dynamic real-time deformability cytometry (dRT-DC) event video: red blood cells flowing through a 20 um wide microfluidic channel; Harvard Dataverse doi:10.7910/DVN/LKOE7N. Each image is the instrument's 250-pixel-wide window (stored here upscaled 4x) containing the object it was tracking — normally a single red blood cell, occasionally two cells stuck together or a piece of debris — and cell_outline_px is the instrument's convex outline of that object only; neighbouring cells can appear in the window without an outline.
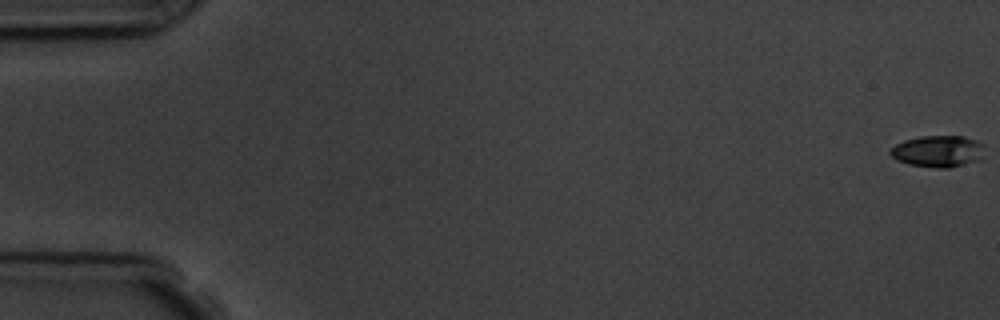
{"species": "common noctule bat (a hibernating species)", "species_latin": "Nyctalus noctula", "temperature_condition": "room temperature", "stored_images_in_passage": 5, "camera_frame_rate_fps": 3000, "um_per_image_px": 0.085, "animal": {"sex": "male", "body_mass_g": 19.5, "forearm_length_mm": 54.6}, "frame": {"image": 1, "passage_image": 1, "time_ms": 0.0, "image_size_px": [1000, 320], "cell_outline_px": [[984, 144], [980, 160], [948, 168], [936, 168], [908, 164], [896, 160], [888, 152], [896, 144], [904, 140], [920, 136], [964, 136], [976, 140]], "centroid_in_image_um": [79.72, 12.85], "position_along_channel_um": 5.3, "area_um2": 17.4}}
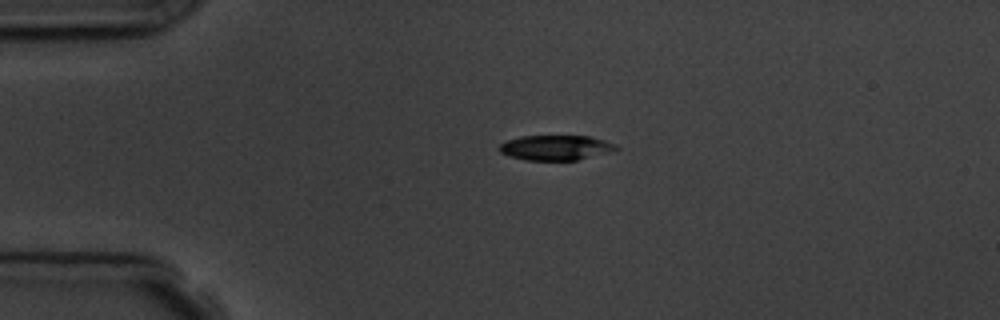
{"frame": {"image": 2, "passage_image": 4, "time_ms": 4.333, "image_size_px": [1000, 320], "cell_outline_px": [[620, 148], [608, 152], [576, 160], [528, 160], [508, 156], [500, 152], [496, 148], [500, 144], [508, 140], [520, 136], [592, 136], [616, 144]], "centroid_in_image_um": [47.21, 12.54], "position_along_channel_um": 37.8, "area_um2": 16.99}}